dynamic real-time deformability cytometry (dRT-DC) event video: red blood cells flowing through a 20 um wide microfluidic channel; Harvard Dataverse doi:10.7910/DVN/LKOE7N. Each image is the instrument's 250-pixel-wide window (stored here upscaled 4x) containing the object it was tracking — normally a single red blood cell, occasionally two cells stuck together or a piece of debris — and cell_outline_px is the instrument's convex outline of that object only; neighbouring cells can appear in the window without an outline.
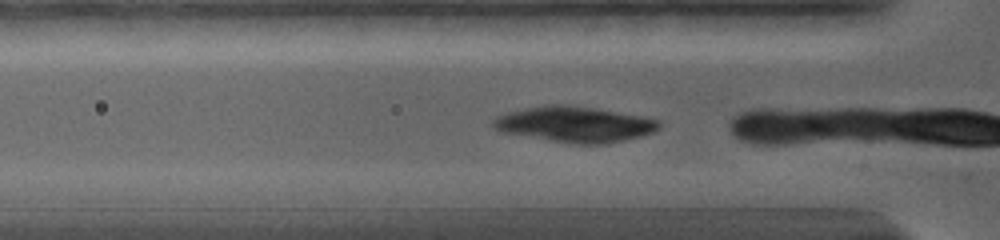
{"species": "common noctule bat (a hibernating species)", "species_latin": "Nyctalus noctula", "temperature_condition": "warm", "stored_images_in_passage": 5, "camera_frame_rate_fps": 5000, "um_per_image_px": 0.085, "animal": {"sex": "female", "body_mass_g": 19.0, "forearm_length_mm": 56.7}, "frame": {"image": 1, "passage_image": 2, "time_ms": 0.2, "image_size_px": [1000, 240], "cell_outline_px": [[660, 128], [656, 132], [608, 144], [572, 144], [500, 132], [492, 124], [492, 120], [496, 116], [504, 112], [544, 104], [568, 104], [596, 108], [644, 116], [660, 120]], "centroid_in_image_um": [48.85, 10.56], "position_along_channel_um": 77.0, "area_um2": 35.08}}